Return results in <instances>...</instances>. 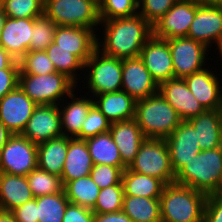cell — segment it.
<instances>
[{
    "mask_svg": "<svg viewBox=\"0 0 222 222\" xmlns=\"http://www.w3.org/2000/svg\"><path fill=\"white\" fill-rule=\"evenodd\" d=\"M2 9L9 18H35L44 13V0H2Z\"/></svg>",
    "mask_w": 222,
    "mask_h": 222,
    "instance_id": "cell-37",
    "label": "cell"
},
{
    "mask_svg": "<svg viewBox=\"0 0 222 222\" xmlns=\"http://www.w3.org/2000/svg\"><path fill=\"white\" fill-rule=\"evenodd\" d=\"M94 215L92 209L69 202L62 222H94Z\"/></svg>",
    "mask_w": 222,
    "mask_h": 222,
    "instance_id": "cell-44",
    "label": "cell"
},
{
    "mask_svg": "<svg viewBox=\"0 0 222 222\" xmlns=\"http://www.w3.org/2000/svg\"><path fill=\"white\" fill-rule=\"evenodd\" d=\"M121 182L124 196L160 198L165 183L155 177L131 171L128 167L122 172Z\"/></svg>",
    "mask_w": 222,
    "mask_h": 222,
    "instance_id": "cell-29",
    "label": "cell"
},
{
    "mask_svg": "<svg viewBox=\"0 0 222 222\" xmlns=\"http://www.w3.org/2000/svg\"><path fill=\"white\" fill-rule=\"evenodd\" d=\"M19 72L20 68L0 69V99L18 86Z\"/></svg>",
    "mask_w": 222,
    "mask_h": 222,
    "instance_id": "cell-46",
    "label": "cell"
},
{
    "mask_svg": "<svg viewBox=\"0 0 222 222\" xmlns=\"http://www.w3.org/2000/svg\"><path fill=\"white\" fill-rule=\"evenodd\" d=\"M208 195L178 183L166 184L160 196L162 222H204Z\"/></svg>",
    "mask_w": 222,
    "mask_h": 222,
    "instance_id": "cell-2",
    "label": "cell"
},
{
    "mask_svg": "<svg viewBox=\"0 0 222 222\" xmlns=\"http://www.w3.org/2000/svg\"><path fill=\"white\" fill-rule=\"evenodd\" d=\"M219 56H221L220 58H222V44L220 46V48L218 49V52H217ZM222 60V59H221ZM222 62V61H221Z\"/></svg>",
    "mask_w": 222,
    "mask_h": 222,
    "instance_id": "cell-55",
    "label": "cell"
},
{
    "mask_svg": "<svg viewBox=\"0 0 222 222\" xmlns=\"http://www.w3.org/2000/svg\"><path fill=\"white\" fill-rule=\"evenodd\" d=\"M199 4L194 0H179L152 25V35L160 39L187 37Z\"/></svg>",
    "mask_w": 222,
    "mask_h": 222,
    "instance_id": "cell-11",
    "label": "cell"
},
{
    "mask_svg": "<svg viewBox=\"0 0 222 222\" xmlns=\"http://www.w3.org/2000/svg\"><path fill=\"white\" fill-rule=\"evenodd\" d=\"M22 135L36 145L63 136L58 105H37Z\"/></svg>",
    "mask_w": 222,
    "mask_h": 222,
    "instance_id": "cell-14",
    "label": "cell"
},
{
    "mask_svg": "<svg viewBox=\"0 0 222 222\" xmlns=\"http://www.w3.org/2000/svg\"><path fill=\"white\" fill-rule=\"evenodd\" d=\"M57 25L45 14L33 18L29 51L46 50L54 41Z\"/></svg>",
    "mask_w": 222,
    "mask_h": 222,
    "instance_id": "cell-36",
    "label": "cell"
},
{
    "mask_svg": "<svg viewBox=\"0 0 222 222\" xmlns=\"http://www.w3.org/2000/svg\"><path fill=\"white\" fill-rule=\"evenodd\" d=\"M165 140L175 174L201 151L195 129L189 121H181Z\"/></svg>",
    "mask_w": 222,
    "mask_h": 222,
    "instance_id": "cell-17",
    "label": "cell"
},
{
    "mask_svg": "<svg viewBox=\"0 0 222 222\" xmlns=\"http://www.w3.org/2000/svg\"><path fill=\"white\" fill-rule=\"evenodd\" d=\"M84 70L82 76H85L86 80L83 83L86 82L87 91L90 90L85 92L87 96L91 94L93 98L104 93L121 91L122 59L106 55L96 48L85 62Z\"/></svg>",
    "mask_w": 222,
    "mask_h": 222,
    "instance_id": "cell-6",
    "label": "cell"
},
{
    "mask_svg": "<svg viewBox=\"0 0 222 222\" xmlns=\"http://www.w3.org/2000/svg\"><path fill=\"white\" fill-rule=\"evenodd\" d=\"M101 20L132 17L138 14L133 0H98Z\"/></svg>",
    "mask_w": 222,
    "mask_h": 222,
    "instance_id": "cell-40",
    "label": "cell"
},
{
    "mask_svg": "<svg viewBox=\"0 0 222 222\" xmlns=\"http://www.w3.org/2000/svg\"><path fill=\"white\" fill-rule=\"evenodd\" d=\"M70 203L93 209L100 188L89 175L68 181L63 187Z\"/></svg>",
    "mask_w": 222,
    "mask_h": 222,
    "instance_id": "cell-32",
    "label": "cell"
},
{
    "mask_svg": "<svg viewBox=\"0 0 222 222\" xmlns=\"http://www.w3.org/2000/svg\"><path fill=\"white\" fill-rule=\"evenodd\" d=\"M172 55L174 78L184 79L192 73L205 69L208 51L204 44L188 37L168 39ZM209 49V50H208Z\"/></svg>",
    "mask_w": 222,
    "mask_h": 222,
    "instance_id": "cell-10",
    "label": "cell"
},
{
    "mask_svg": "<svg viewBox=\"0 0 222 222\" xmlns=\"http://www.w3.org/2000/svg\"><path fill=\"white\" fill-rule=\"evenodd\" d=\"M97 30L77 26H57L54 43L58 48L70 50L84 64L97 48Z\"/></svg>",
    "mask_w": 222,
    "mask_h": 222,
    "instance_id": "cell-20",
    "label": "cell"
},
{
    "mask_svg": "<svg viewBox=\"0 0 222 222\" xmlns=\"http://www.w3.org/2000/svg\"><path fill=\"white\" fill-rule=\"evenodd\" d=\"M210 68L213 67L208 65L207 69L192 73L184 81L205 110H216L222 106V78H218L220 76H217L216 68L215 71Z\"/></svg>",
    "mask_w": 222,
    "mask_h": 222,
    "instance_id": "cell-19",
    "label": "cell"
},
{
    "mask_svg": "<svg viewBox=\"0 0 222 222\" xmlns=\"http://www.w3.org/2000/svg\"><path fill=\"white\" fill-rule=\"evenodd\" d=\"M94 166L85 140L68 137V151L63 165L61 181H68L90 175Z\"/></svg>",
    "mask_w": 222,
    "mask_h": 222,
    "instance_id": "cell-24",
    "label": "cell"
},
{
    "mask_svg": "<svg viewBox=\"0 0 222 222\" xmlns=\"http://www.w3.org/2000/svg\"><path fill=\"white\" fill-rule=\"evenodd\" d=\"M222 182V148L200 151L175 174V183L207 195L215 194Z\"/></svg>",
    "mask_w": 222,
    "mask_h": 222,
    "instance_id": "cell-3",
    "label": "cell"
},
{
    "mask_svg": "<svg viewBox=\"0 0 222 222\" xmlns=\"http://www.w3.org/2000/svg\"><path fill=\"white\" fill-rule=\"evenodd\" d=\"M45 51L52 61L56 72L66 75L78 85L85 64L76 55L70 53V50L58 48V45L54 42ZM78 72H80V74H78Z\"/></svg>",
    "mask_w": 222,
    "mask_h": 222,
    "instance_id": "cell-33",
    "label": "cell"
},
{
    "mask_svg": "<svg viewBox=\"0 0 222 222\" xmlns=\"http://www.w3.org/2000/svg\"><path fill=\"white\" fill-rule=\"evenodd\" d=\"M11 213L17 222H38L37 197L13 209Z\"/></svg>",
    "mask_w": 222,
    "mask_h": 222,
    "instance_id": "cell-45",
    "label": "cell"
},
{
    "mask_svg": "<svg viewBox=\"0 0 222 222\" xmlns=\"http://www.w3.org/2000/svg\"><path fill=\"white\" fill-rule=\"evenodd\" d=\"M85 141L94 165L106 164L119 167L122 171L127 168L109 132L98 134Z\"/></svg>",
    "mask_w": 222,
    "mask_h": 222,
    "instance_id": "cell-30",
    "label": "cell"
},
{
    "mask_svg": "<svg viewBox=\"0 0 222 222\" xmlns=\"http://www.w3.org/2000/svg\"><path fill=\"white\" fill-rule=\"evenodd\" d=\"M36 106L17 86L0 99V121L12 134H22Z\"/></svg>",
    "mask_w": 222,
    "mask_h": 222,
    "instance_id": "cell-13",
    "label": "cell"
},
{
    "mask_svg": "<svg viewBox=\"0 0 222 222\" xmlns=\"http://www.w3.org/2000/svg\"><path fill=\"white\" fill-rule=\"evenodd\" d=\"M68 151V137L61 136L37 145V166L61 177Z\"/></svg>",
    "mask_w": 222,
    "mask_h": 222,
    "instance_id": "cell-28",
    "label": "cell"
},
{
    "mask_svg": "<svg viewBox=\"0 0 222 222\" xmlns=\"http://www.w3.org/2000/svg\"><path fill=\"white\" fill-rule=\"evenodd\" d=\"M18 86L37 105H59L78 88L70 78L59 72L19 74Z\"/></svg>",
    "mask_w": 222,
    "mask_h": 222,
    "instance_id": "cell-5",
    "label": "cell"
},
{
    "mask_svg": "<svg viewBox=\"0 0 222 222\" xmlns=\"http://www.w3.org/2000/svg\"><path fill=\"white\" fill-rule=\"evenodd\" d=\"M124 190L122 182L101 189L92 211L98 214L122 211Z\"/></svg>",
    "mask_w": 222,
    "mask_h": 222,
    "instance_id": "cell-39",
    "label": "cell"
},
{
    "mask_svg": "<svg viewBox=\"0 0 222 222\" xmlns=\"http://www.w3.org/2000/svg\"><path fill=\"white\" fill-rule=\"evenodd\" d=\"M93 100L95 106L111 123L130 120L135 117L136 101L122 90L94 96Z\"/></svg>",
    "mask_w": 222,
    "mask_h": 222,
    "instance_id": "cell-26",
    "label": "cell"
},
{
    "mask_svg": "<svg viewBox=\"0 0 222 222\" xmlns=\"http://www.w3.org/2000/svg\"><path fill=\"white\" fill-rule=\"evenodd\" d=\"M0 10H2V0H0Z\"/></svg>",
    "mask_w": 222,
    "mask_h": 222,
    "instance_id": "cell-57",
    "label": "cell"
},
{
    "mask_svg": "<svg viewBox=\"0 0 222 222\" xmlns=\"http://www.w3.org/2000/svg\"><path fill=\"white\" fill-rule=\"evenodd\" d=\"M109 133L118 147L122 162L129 167L146 139L141 128L135 119H130L111 123Z\"/></svg>",
    "mask_w": 222,
    "mask_h": 222,
    "instance_id": "cell-23",
    "label": "cell"
},
{
    "mask_svg": "<svg viewBox=\"0 0 222 222\" xmlns=\"http://www.w3.org/2000/svg\"><path fill=\"white\" fill-rule=\"evenodd\" d=\"M134 119L148 139H166L182 121L159 92L136 101Z\"/></svg>",
    "mask_w": 222,
    "mask_h": 222,
    "instance_id": "cell-4",
    "label": "cell"
},
{
    "mask_svg": "<svg viewBox=\"0 0 222 222\" xmlns=\"http://www.w3.org/2000/svg\"><path fill=\"white\" fill-rule=\"evenodd\" d=\"M44 13L57 26H77L99 30L98 0H44ZM95 27V28H94Z\"/></svg>",
    "mask_w": 222,
    "mask_h": 222,
    "instance_id": "cell-7",
    "label": "cell"
},
{
    "mask_svg": "<svg viewBox=\"0 0 222 222\" xmlns=\"http://www.w3.org/2000/svg\"><path fill=\"white\" fill-rule=\"evenodd\" d=\"M94 222H133L123 211L94 215Z\"/></svg>",
    "mask_w": 222,
    "mask_h": 222,
    "instance_id": "cell-48",
    "label": "cell"
},
{
    "mask_svg": "<svg viewBox=\"0 0 222 222\" xmlns=\"http://www.w3.org/2000/svg\"><path fill=\"white\" fill-rule=\"evenodd\" d=\"M111 122L105 115L93 104L82 123L81 140H86L98 134L109 132Z\"/></svg>",
    "mask_w": 222,
    "mask_h": 222,
    "instance_id": "cell-41",
    "label": "cell"
},
{
    "mask_svg": "<svg viewBox=\"0 0 222 222\" xmlns=\"http://www.w3.org/2000/svg\"><path fill=\"white\" fill-rule=\"evenodd\" d=\"M122 211L133 222H162L160 198L123 196Z\"/></svg>",
    "mask_w": 222,
    "mask_h": 222,
    "instance_id": "cell-31",
    "label": "cell"
},
{
    "mask_svg": "<svg viewBox=\"0 0 222 222\" xmlns=\"http://www.w3.org/2000/svg\"><path fill=\"white\" fill-rule=\"evenodd\" d=\"M204 222H222V197L215 194L208 195L204 209Z\"/></svg>",
    "mask_w": 222,
    "mask_h": 222,
    "instance_id": "cell-47",
    "label": "cell"
},
{
    "mask_svg": "<svg viewBox=\"0 0 222 222\" xmlns=\"http://www.w3.org/2000/svg\"><path fill=\"white\" fill-rule=\"evenodd\" d=\"M122 172L119 167L96 164L92 167L89 176L100 189H105L117 185L121 181Z\"/></svg>",
    "mask_w": 222,
    "mask_h": 222,
    "instance_id": "cell-43",
    "label": "cell"
},
{
    "mask_svg": "<svg viewBox=\"0 0 222 222\" xmlns=\"http://www.w3.org/2000/svg\"><path fill=\"white\" fill-rule=\"evenodd\" d=\"M68 203L64 189L56 194L37 197L38 222H62Z\"/></svg>",
    "mask_w": 222,
    "mask_h": 222,
    "instance_id": "cell-34",
    "label": "cell"
},
{
    "mask_svg": "<svg viewBox=\"0 0 222 222\" xmlns=\"http://www.w3.org/2000/svg\"><path fill=\"white\" fill-rule=\"evenodd\" d=\"M158 92L176 110L182 121H188L205 111L184 79L172 78L164 81L159 84Z\"/></svg>",
    "mask_w": 222,
    "mask_h": 222,
    "instance_id": "cell-18",
    "label": "cell"
},
{
    "mask_svg": "<svg viewBox=\"0 0 222 222\" xmlns=\"http://www.w3.org/2000/svg\"><path fill=\"white\" fill-rule=\"evenodd\" d=\"M100 25L104 29L103 39L97 34V49L118 59L138 57L146 41L152 36V26L139 14L101 20Z\"/></svg>",
    "mask_w": 222,
    "mask_h": 222,
    "instance_id": "cell-1",
    "label": "cell"
},
{
    "mask_svg": "<svg viewBox=\"0 0 222 222\" xmlns=\"http://www.w3.org/2000/svg\"><path fill=\"white\" fill-rule=\"evenodd\" d=\"M200 5H219L222 6V0H194Z\"/></svg>",
    "mask_w": 222,
    "mask_h": 222,
    "instance_id": "cell-52",
    "label": "cell"
},
{
    "mask_svg": "<svg viewBox=\"0 0 222 222\" xmlns=\"http://www.w3.org/2000/svg\"><path fill=\"white\" fill-rule=\"evenodd\" d=\"M26 177L34 198L59 193L64 187L61 177L50 174L38 166Z\"/></svg>",
    "mask_w": 222,
    "mask_h": 222,
    "instance_id": "cell-35",
    "label": "cell"
},
{
    "mask_svg": "<svg viewBox=\"0 0 222 222\" xmlns=\"http://www.w3.org/2000/svg\"><path fill=\"white\" fill-rule=\"evenodd\" d=\"M188 38L218 50L222 44V6L200 5L188 30Z\"/></svg>",
    "mask_w": 222,
    "mask_h": 222,
    "instance_id": "cell-12",
    "label": "cell"
},
{
    "mask_svg": "<svg viewBox=\"0 0 222 222\" xmlns=\"http://www.w3.org/2000/svg\"><path fill=\"white\" fill-rule=\"evenodd\" d=\"M0 222H17L11 212L0 210Z\"/></svg>",
    "mask_w": 222,
    "mask_h": 222,
    "instance_id": "cell-51",
    "label": "cell"
},
{
    "mask_svg": "<svg viewBox=\"0 0 222 222\" xmlns=\"http://www.w3.org/2000/svg\"><path fill=\"white\" fill-rule=\"evenodd\" d=\"M215 195L222 197V182H221V184L219 186L218 191L215 193Z\"/></svg>",
    "mask_w": 222,
    "mask_h": 222,
    "instance_id": "cell-54",
    "label": "cell"
},
{
    "mask_svg": "<svg viewBox=\"0 0 222 222\" xmlns=\"http://www.w3.org/2000/svg\"><path fill=\"white\" fill-rule=\"evenodd\" d=\"M188 121L195 129L201 151L221 147L222 115L220 109L205 110Z\"/></svg>",
    "mask_w": 222,
    "mask_h": 222,
    "instance_id": "cell-25",
    "label": "cell"
},
{
    "mask_svg": "<svg viewBox=\"0 0 222 222\" xmlns=\"http://www.w3.org/2000/svg\"><path fill=\"white\" fill-rule=\"evenodd\" d=\"M20 68L19 61H16L2 46H0V69Z\"/></svg>",
    "mask_w": 222,
    "mask_h": 222,
    "instance_id": "cell-49",
    "label": "cell"
},
{
    "mask_svg": "<svg viewBox=\"0 0 222 222\" xmlns=\"http://www.w3.org/2000/svg\"><path fill=\"white\" fill-rule=\"evenodd\" d=\"M158 87L139 56L122 59V91L137 101L158 93Z\"/></svg>",
    "mask_w": 222,
    "mask_h": 222,
    "instance_id": "cell-15",
    "label": "cell"
},
{
    "mask_svg": "<svg viewBox=\"0 0 222 222\" xmlns=\"http://www.w3.org/2000/svg\"><path fill=\"white\" fill-rule=\"evenodd\" d=\"M136 4H137V6H139V4L143 1V0H133Z\"/></svg>",
    "mask_w": 222,
    "mask_h": 222,
    "instance_id": "cell-56",
    "label": "cell"
},
{
    "mask_svg": "<svg viewBox=\"0 0 222 222\" xmlns=\"http://www.w3.org/2000/svg\"><path fill=\"white\" fill-rule=\"evenodd\" d=\"M33 33V18L13 19L7 17L0 34L2 46L16 61L29 52Z\"/></svg>",
    "mask_w": 222,
    "mask_h": 222,
    "instance_id": "cell-21",
    "label": "cell"
},
{
    "mask_svg": "<svg viewBox=\"0 0 222 222\" xmlns=\"http://www.w3.org/2000/svg\"><path fill=\"white\" fill-rule=\"evenodd\" d=\"M139 57L158 85L174 78L172 55L167 40L152 35L140 51Z\"/></svg>",
    "mask_w": 222,
    "mask_h": 222,
    "instance_id": "cell-16",
    "label": "cell"
},
{
    "mask_svg": "<svg viewBox=\"0 0 222 222\" xmlns=\"http://www.w3.org/2000/svg\"><path fill=\"white\" fill-rule=\"evenodd\" d=\"M19 74L46 75L56 70L45 50L29 51L20 60Z\"/></svg>",
    "mask_w": 222,
    "mask_h": 222,
    "instance_id": "cell-38",
    "label": "cell"
},
{
    "mask_svg": "<svg viewBox=\"0 0 222 222\" xmlns=\"http://www.w3.org/2000/svg\"><path fill=\"white\" fill-rule=\"evenodd\" d=\"M11 135H12V133L0 121V153Z\"/></svg>",
    "mask_w": 222,
    "mask_h": 222,
    "instance_id": "cell-50",
    "label": "cell"
},
{
    "mask_svg": "<svg viewBox=\"0 0 222 222\" xmlns=\"http://www.w3.org/2000/svg\"><path fill=\"white\" fill-rule=\"evenodd\" d=\"M128 168L133 172L158 178L165 184L175 182V172L165 139L146 138Z\"/></svg>",
    "mask_w": 222,
    "mask_h": 222,
    "instance_id": "cell-8",
    "label": "cell"
},
{
    "mask_svg": "<svg viewBox=\"0 0 222 222\" xmlns=\"http://www.w3.org/2000/svg\"><path fill=\"white\" fill-rule=\"evenodd\" d=\"M37 167V145L22 134H12L0 153V172L27 176Z\"/></svg>",
    "mask_w": 222,
    "mask_h": 222,
    "instance_id": "cell-9",
    "label": "cell"
},
{
    "mask_svg": "<svg viewBox=\"0 0 222 222\" xmlns=\"http://www.w3.org/2000/svg\"><path fill=\"white\" fill-rule=\"evenodd\" d=\"M179 0H143L138 6V14L151 26L165 15Z\"/></svg>",
    "mask_w": 222,
    "mask_h": 222,
    "instance_id": "cell-42",
    "label": "cell"
},
{
    "mask_svg": "<svg viewBox=\"0 0 222 222\" xmlns=\"http://www.w3.org/2000/svg\"><path fill=\"white\" fill-rule=\"evenodd\" d=\"M7 18V15L4 13V10H0V34L2 32V29L4 27V23H5V20Z\"/></svg>",
    "mask_w": 222,
    "mask_h": 222,
    "instance_id": "cell-53",
    "label": "cell"
},
{
    "mask_svg": "<svg viewBox=\"0 0 222 222\" xmlns=\"http://www.w3.org/2000/svg\"><path fill=\"white\" fill-rule=\"evenodd\" d=\"M74 92L76 91H73L69 97L65 98L66 100H62L61 105H58L61 131L63 136L81 140L82 123L85 121L90 107L94 104V100L91 96L86 97L85 95L78 98ZM67 99L70 101L67 102ZM65 101L66 103H64Z\"/></svg>",
    "mask_w": 222,
    "mask_h": 222,
    "instance_id": "cell-22",
    "label": "cell"
},
{
    "mask_svg": "<svg viewBox=\"0 0 222 222\" xmlns=\"http://www.w3.org/2000/svg\"><path fill=\"white\" fill-rule=\"evenodd\" d=\"M33 198L26 176L0 172V210L11 212Z\"/></svg>",
    "mask_w": 222,
    "mask_h": 222,
    "instance_id": "cell-27",
    "label": "cell"
}]
</instances>
